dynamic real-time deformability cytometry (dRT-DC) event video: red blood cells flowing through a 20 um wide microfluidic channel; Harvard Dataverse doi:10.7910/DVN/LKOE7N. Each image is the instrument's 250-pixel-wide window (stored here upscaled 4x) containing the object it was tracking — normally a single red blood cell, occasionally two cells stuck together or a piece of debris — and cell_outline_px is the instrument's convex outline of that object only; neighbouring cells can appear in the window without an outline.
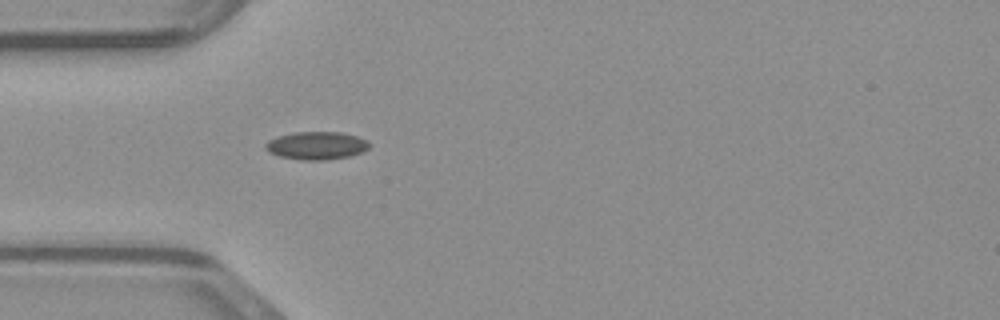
{"species": "common noctule bat (a hibernating species)", "species_latin": "Nyctalus noctula", "temperature_condition": "warm", "stored_images_in_passage": 35, "camera_frame_rate_fps": 3000, "um_per_image_px": 0.085, "animal": {"sex": "male", "body_mass_g": 23.1, "forearm_length_mm": 52.7}, "frame": {"image": 1, "passage_image": 1, "time_ms": 0.0, "image_size_px": [1000, 320], "cell_outline_px": [[372, 144], [364, 152], [352, 156], [324, 160], [300, 160], [280, 156], [268, 152], [264, 148], [264, 144], [268, 140], [276, 136], [296, 132], [340, 132], [356, 136], [368, 140]], "centroid_in_image_um": [26.91, 12.38], "position_along_channel_um": 58.1, "area_um2": 17.17}}
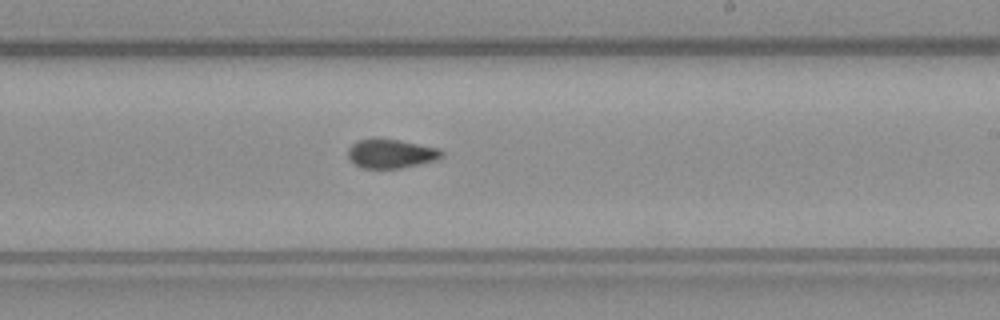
{"frame": {"image": 2, "passage_image": 15, "time_ms": 4.667, "image_size_px": [1000, 320], "cell_outline_px": [[444, 156], [436, 160], [420, 164], [400, 168], [364, 168], [356, 164], [348, 156], [348, 148], [356, 140], [372, 136], [400, 140], [440, 148], [444, 152]], "centroid_in_image_um": [33.24, 13.02], "position_along_channel_um": 255.8, "area_um2": 16.24}}
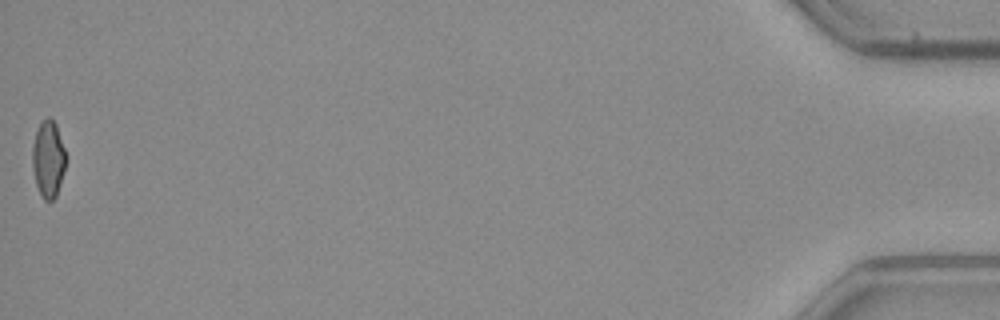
{"frame": {"image": 3, "passage_image": 35, "time_ms": 11.333, "image_size_px": [1000, 320], "cell_outline_px": [[64, 168], [60, 184], [56, 196], [52, 200], [44, 200], [36, 184], [32, 168], [32, 144], [36, 132], [40, 124], [48, 116], [56, 124], [64, 148]], "centroid_in_image_um": [4.07, 13.52], "position_along_channel_um": 431.1, "area_um2": 14.62}}